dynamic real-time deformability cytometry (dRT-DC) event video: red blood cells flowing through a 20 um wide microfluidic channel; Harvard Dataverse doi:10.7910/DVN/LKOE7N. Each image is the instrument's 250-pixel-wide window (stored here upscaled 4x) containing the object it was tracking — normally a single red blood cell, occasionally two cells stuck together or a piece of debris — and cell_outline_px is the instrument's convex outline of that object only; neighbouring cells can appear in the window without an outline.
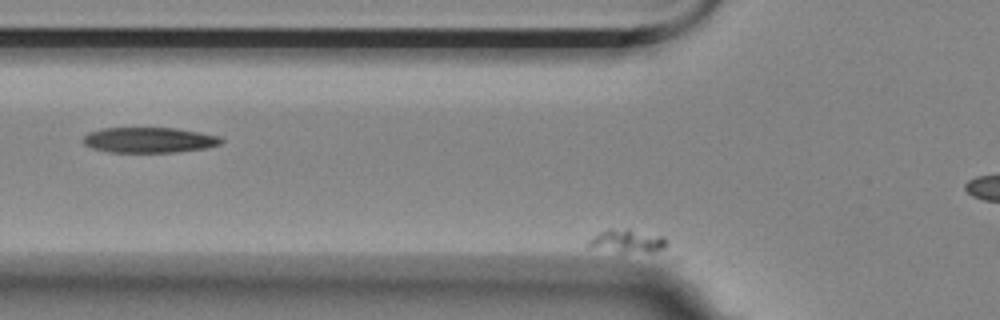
{"species": "Egyptian fruit bat (a non-hibernating species)", "species_latin": "Rousettus aegyptiacus", "temperature_condition": "room temperature", "stored_images_in_passage": 39, "camera_frame_rate_fps": 3000, "um_per_image_px": 0.085, "animal": {"sex": "female"}, "frame": {"image": 1, "passage_image": 2, "time_ms": 0.333, "image_size_px": [1000, 320], "cell_outline_px": [[668, 244], [664, 248], [652, 252], [616, 252], [588, 248], [588, 240], [592, 236], [608, 228], [628, 228], [664, 236], [668, 240]], "centroid_in_image_um": [53.3, 20.48], "position_along_channel_um": 72.5, "area_um2": 11.04}}